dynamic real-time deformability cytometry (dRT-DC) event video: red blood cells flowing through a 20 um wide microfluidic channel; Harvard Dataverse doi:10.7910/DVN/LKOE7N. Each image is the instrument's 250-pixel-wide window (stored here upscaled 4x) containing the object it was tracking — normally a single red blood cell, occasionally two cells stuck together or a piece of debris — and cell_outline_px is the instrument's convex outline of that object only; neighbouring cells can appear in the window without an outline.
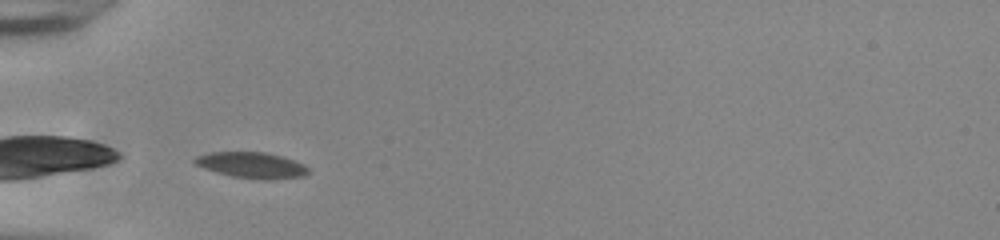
{"species": "common noctule bat (a hibernating species)", "species_latin": "Nyctalus noctula", "temperature_condition": "room temperature", "stored_images_in_passage": 14, "camera_frame_rate_fps": 3000, "um_per_image_px": 0.085, "animal": {"sex": "male", "body_mass_g": 20.0, "forearm_length_mm": 53.3}, "frame": {"image": 1, "passage_image": 1, "time_ms": 0.0, "image_size_px": [1000, 240], "cell_outline_px": [[308, 172], [304, 176], [268, 180], [232, 176], [216, 172], [204, 168], [196, 164], [192, 160], [196, 156], [212, 152], [264, 152], [280, 156], [304, 164], [308, 168]], "centroid_in_image_um": [21.38, 14.04], "position_along_channel_um": 63.6, "area_um2": 16.94}}